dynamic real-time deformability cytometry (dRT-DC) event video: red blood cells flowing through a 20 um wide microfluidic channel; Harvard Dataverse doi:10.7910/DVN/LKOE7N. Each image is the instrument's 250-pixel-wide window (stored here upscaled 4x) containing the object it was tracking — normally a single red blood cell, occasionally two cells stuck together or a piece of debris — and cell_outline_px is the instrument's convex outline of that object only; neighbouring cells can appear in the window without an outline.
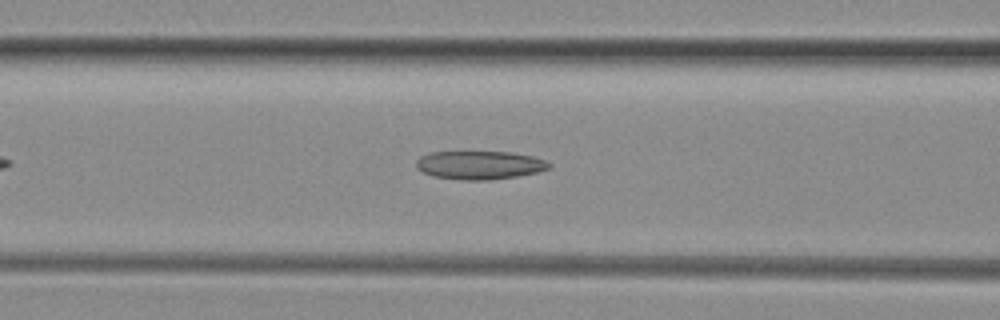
{"species": "common noctule bat (a hibernating species)", "species_latin": "Nyctalus noctula", "temperature_condition": "room temperature", "stored_images_in_passage": 39, "camera_frame_rate_fps": 3000, "um_per_image_px": 0.085, "animal": {"sex": "female", "body_mass_g": 29.2, "forearm_length_mm": 56.3}, "frame": {"image": 1, "passage_image": 10, "time_ms": 3.0, "image_size_px": [1000, 320], "cell_outline_px": [[552, 164], [548, 168], [536, 172], [516, 176], [488, 180], [460, 180], [432, 176], [416, 168], [416, 160], [420, 156], [432, 152], [512, 152], [532, 156], [544, 160]], "centroid_in_image_um": [40.73, 14.03], "position_along_channel_um": 125.9, "area_um2": 21.91}}
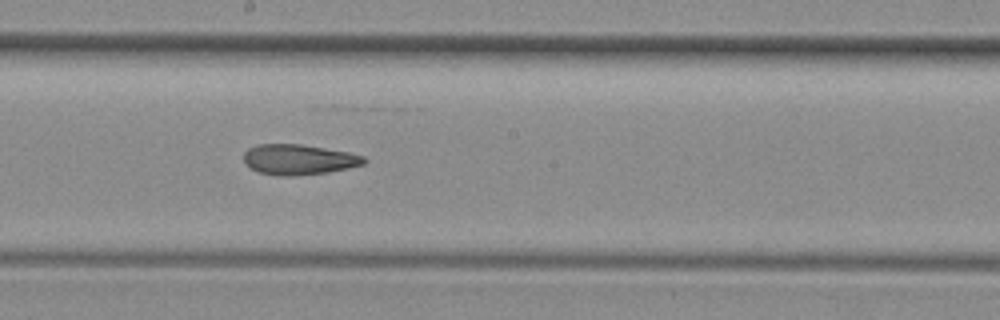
{"frame": {"image": 2, "passage_image": 17, "time_ms": 5.333, "image_size_px": [1000, 320], "cell_outline_px": [[368, 160], [364, 164], [348, 168], [328, 172], [288, 176], [276, 176], [256, 172], [248, 168], [244, 164], [244, 152], [248, 148], [256, 144], [300, 144], [348, 152], [364, 156]], "centroid_in_image_um": [25.34, 13.56], "position_along_channel_um": 222.9, "area_um2": 21.5}}
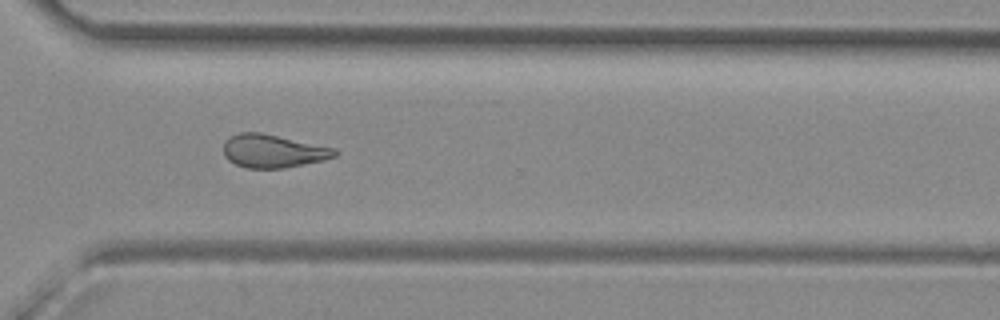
{"frame": {"image": 3, "passage_image": 26, "time_ms": 8.333, "image_size_px": [1000, 320], "cell_outline_px": [[340, 152], [336, 156], [324, 160], [284, 168], [248, 168], [236, 164], [228, 160], [224, 156], [224, 140], [228, 136], [240, 132], [260, 132], [336, 148]], "centroid_in_image_um": [23.21, 12.83], "position_along_channel_um": 347.4, "area_um2": 21.68}, "authors_computed_cell_mechanics": {"area_um2": 21.6172, "velocity_mm_per_s": 4.1527, "shape_relaxation_time_tau1_ms": null, "shape_relaxation_time_tau2_ms": 4.5284, "deformation_change_tau1": null, "deformation_change_tau2": 0.1414}}